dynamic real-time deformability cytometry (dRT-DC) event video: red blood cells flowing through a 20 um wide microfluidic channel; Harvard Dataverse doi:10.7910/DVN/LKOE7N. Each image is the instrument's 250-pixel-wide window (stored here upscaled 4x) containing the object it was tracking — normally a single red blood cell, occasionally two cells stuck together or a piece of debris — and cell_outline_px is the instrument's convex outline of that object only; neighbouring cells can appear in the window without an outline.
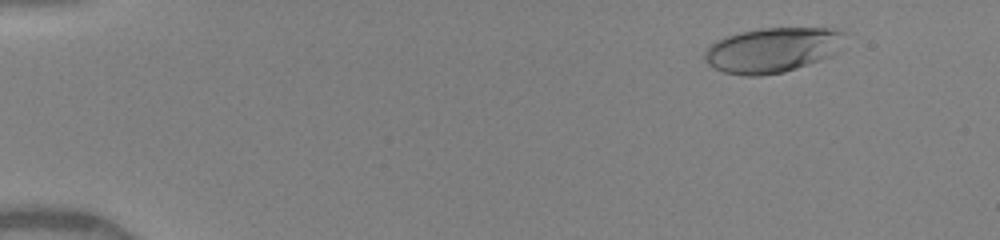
{"species": "human", "species_latin": "Homo sapiens", "temperature_condition": "warm", "stored_images_in_passage": 50, "camera_frame_rate_fps": 3000, "um_per_image_px": 0.085, "donor": {"sex": "female"}, "frame": {"image": 1, "passage_image": 6, "time_ms": 1.667, "image_size_px": [1000, 240], "cell_outline_px": [[840, 32], [836, 52], [832, 56], [784, 72], [760, 76], [744, 76], [724, 72], [708, 64], [704, 56], [704, 52], [716, 40], [724, 36], [740, 32], [760, 28], [828, 28]], "centroid_in_image_um": [65.55, 4.26], "position_along_channel_um": 19.5, "area_um2": 36.07}}
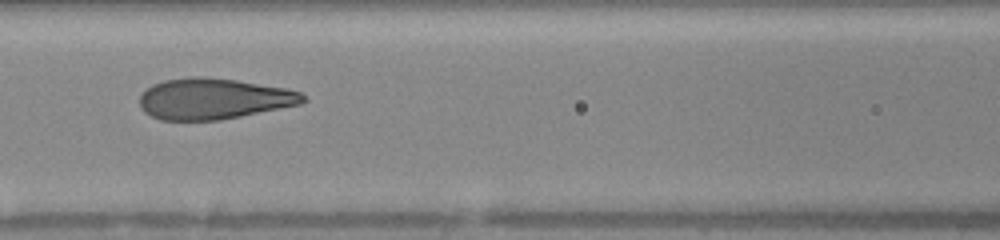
{"frame": {"image": 2, "passage_image": 24, "time_ms": 7.667, "image_size_px": [1000, 240], "cell_outline_px": [[308, 100], [300, 104], [220, 120], [160, 120], [144, 112], [140, 108], [140, 96], [152, 84], [164, 80], [192, 76], [200, 76], [236, 80], [288, 88], [300, 92]], "centroid_in_image_um": [18.15, 8.39], "position_along_channel_um": 148.4, "area_um2": 38.96}}
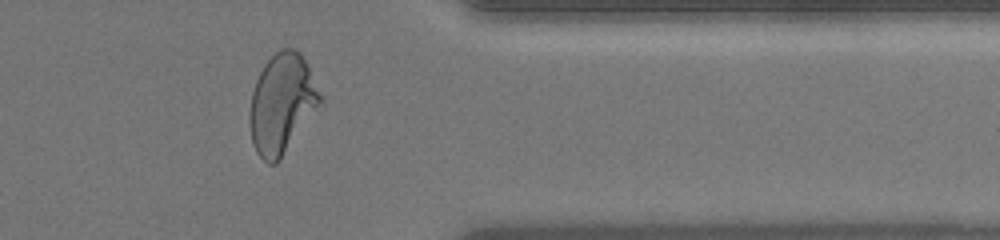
{"frame": {"image": 3, "passage_image": 42, "time_ms": 13.667, "image_size_px": [1000, 240], "cell_outline_px": [[324, 100], [280, 160], [276, 164], [268, 164], [256, 152], [252, 144], [248, 120], [248, 116], [252, 92], [256, 80], [264, 64], [280, 48], [296, 48], [300, 52], [308, 64]], "centroid_in_image_um": [23.96, 8.81], "position_along_channel_um": 387.4, "area_um2": 41.33}, "authors_computed_cell_mechanics": {"area_um2": 39.2462, "velocity_mm_per_s": 4.1156, "shape_relaxation_time_tau1_ms": 5.5773, "shape_relaxation_time_tau2_ms": null, "deformation_change_tau1": 0.2661, "deformation_change_tau2": null}}